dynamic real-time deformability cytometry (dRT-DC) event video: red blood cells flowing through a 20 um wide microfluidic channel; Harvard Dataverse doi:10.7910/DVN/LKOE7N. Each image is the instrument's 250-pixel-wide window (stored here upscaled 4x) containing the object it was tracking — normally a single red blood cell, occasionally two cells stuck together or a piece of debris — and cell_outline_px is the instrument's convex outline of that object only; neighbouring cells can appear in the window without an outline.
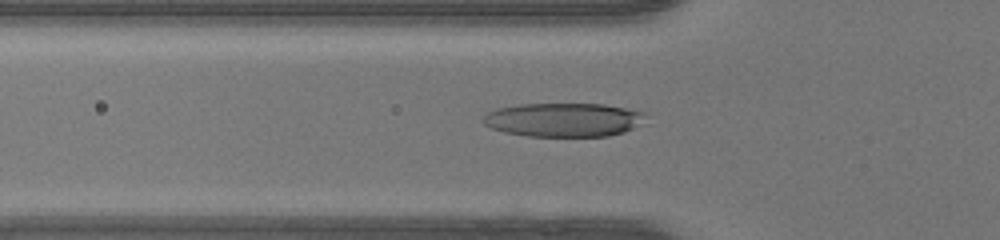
{"species": "human", "species_latin": "Homo sapiens", "temperature_condition": "warm", "stored_images_in_passage": 13, "camera_frame_rate_fps": 3000, "um_per_image_px": 0.085, "donor": {"sex": "female"}, "frame": {"image": 1, "passage_image": 13, "time_ms": 4.0, "image_size_px": [1000, 240], "cell_outline_px": [[644, 116], [632, 128], [624, 132], [608, 136], [528, 136], [504, 132], [492, 128], [484, 124], [480, 120], [488, 112], [496, 108], [520, 104], [604, 104], [644, 112]], "centroid_in_image_um": [47.81, 10.18], "position_along_channel_um": 78.0, "area_um2": 31.73}}